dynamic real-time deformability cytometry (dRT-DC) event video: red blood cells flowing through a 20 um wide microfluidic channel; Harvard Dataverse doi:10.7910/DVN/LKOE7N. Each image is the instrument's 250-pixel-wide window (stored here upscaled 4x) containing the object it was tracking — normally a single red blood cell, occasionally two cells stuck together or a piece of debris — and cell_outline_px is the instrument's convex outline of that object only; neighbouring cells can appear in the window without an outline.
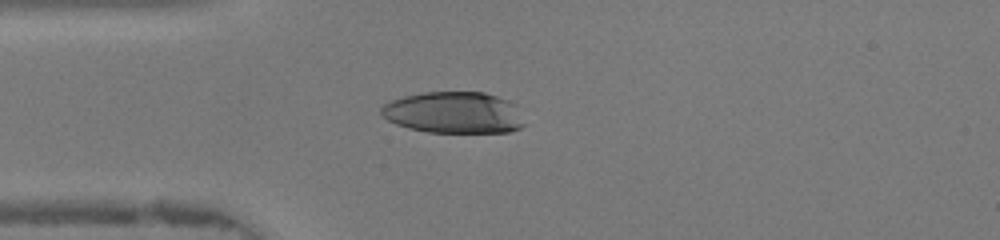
{"species": "human", "species_latin": "Homo sapiens", "temperature_condition": "warm", "stored_images_in_passage": 39, "camera_frame_rate_fps": 3000, "um_per_image_px": 0.085, "donor": {"sex": "female"}, "frame": {"image": 1, "passage_image": 5, "time_ms": 1.333, "image_size_px": [1000, 240], "cell_outline_px": [[524, 124], [520, 128], [508, 132], [428, 132], [408, 128], [396, 124], [388, 120], [380, 112], [380, 108], [384, 104], [392, 100], [404, 96], [424, 92], [484, 92], [508, 100], [516, 104]], "centroid_in_image_um": [38.57, 9.57], "position_along_channel_um": 46.4, "area_um2": 34.62}}
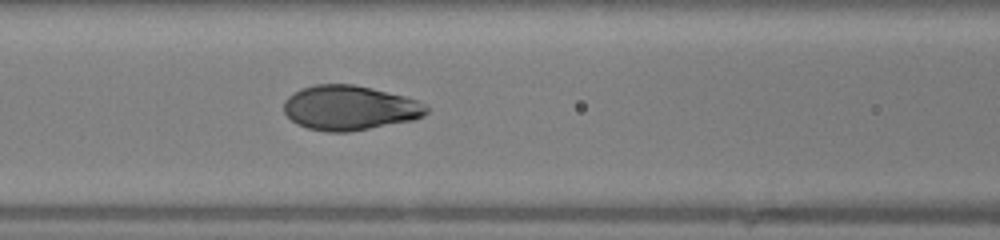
{"frame": {"image": 2, "passage_image": 12, "time_ms": 3.667, "image_size_px": [1000, 240], "cell_outline_px": [[428, 112], [424, 116], [416, 120], [348, 132], [328, 132], [308, 128], [296, 124], [284, 112], [284, 100], [288, 96], [304, 88], [316, 84], [352, 84], [372, 88], [404, 96], [428, 104]], "centroid_in_image_um": [29.76, 9.18], "position_along_channel_um": 136.8, "area_um2": 37.22}}
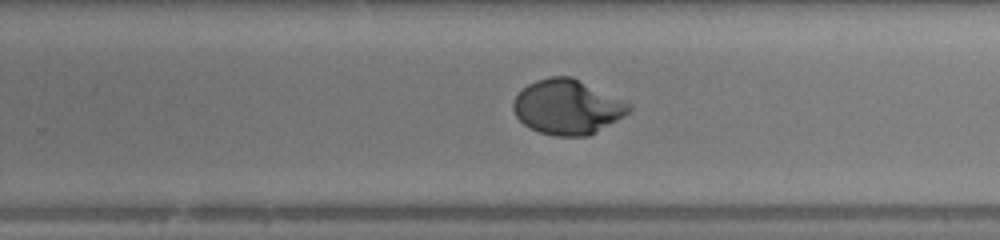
{"frame": {"image": 3, "passage_image": 22, "time_ms": 7.0, "image_size_px": [1000, 240], "cell_outline_px": [[632, 108], [624, 116], [596, 132], [588, 136], [552, 136], [528, 128], [516, 116], [512, 108], [512, 104], [516, 96], [528, 84], [536, 80], [552, 76], [572, 76], [632, 104]], "centroid_in_image_um": [48.22, 9.1], "position_along_channel_um": 281.6, "area_um2": 36.93}, "authors_computed_cell_mechanics": {"area_um2": 36.8186, "velocity_mm_per_s": 4.3603, "shape_relaxation_time_tau1_ms": 4.2639, "shape_relaxation_time_tau2_ms": null, "deformation_change_tau1": 0.2688, "deformation_change_tau2": null}}